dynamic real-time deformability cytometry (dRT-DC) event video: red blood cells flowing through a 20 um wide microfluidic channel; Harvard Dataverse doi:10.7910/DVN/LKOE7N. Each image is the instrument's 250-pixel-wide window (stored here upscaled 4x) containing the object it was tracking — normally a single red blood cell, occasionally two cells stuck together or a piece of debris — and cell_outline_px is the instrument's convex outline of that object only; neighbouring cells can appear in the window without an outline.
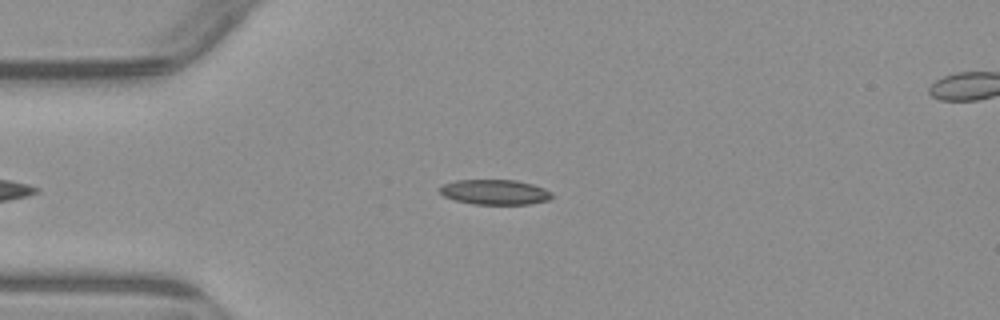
{"species": "common noctule bat (a hibernating species)", "species_latin": "Nyctalus noctula", "temperature_condition": "warm", "stored_images_in_passage": 2, "camera_frame_rate_fps": 3000, "um_per_image_px": 0.085, "animal": {"sex": "male", "body_mass_g": 23.1, "forearm_length_mm": 52.7}, "frame": {"image": 1, "passage_image": 1, "time_ms": 0.0, "image_size_px": [1000, 320], "cell_outline_px": [[552, 196], [548, 200], [528, 204], [476, 204], [456, 200], [444, 196], [436, 188], [444, 184], [456, 180], [516, 180], [532, 184], [544, 188], [552, 192]], "centroid_in_image_um": [42.05, 16.32], "position_along_channel_um": 43.0, "area_um2": 16.3}}